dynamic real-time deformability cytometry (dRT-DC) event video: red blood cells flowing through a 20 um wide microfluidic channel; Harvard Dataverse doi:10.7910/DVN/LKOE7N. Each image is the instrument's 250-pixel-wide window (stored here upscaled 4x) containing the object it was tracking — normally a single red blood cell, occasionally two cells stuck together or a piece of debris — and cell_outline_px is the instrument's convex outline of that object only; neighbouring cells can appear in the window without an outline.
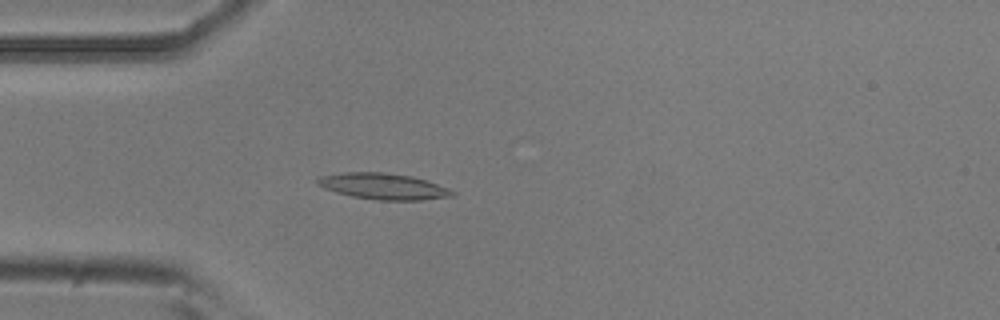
{"species": "common noctule bat (a hibernating species)", "species_latin": "Nyctalus noctula", "temperature_condition": "room temperature", "stored_images_in_passage": 49, "camera_frame_rate_fps": 3000, "um_per_image_px": 0.085, "animal": {"sex": "male", "body_mass_g": 20.5, "forearm_length_mm": 52.5}, "frame": {"image": 1, "passage_image": 10, "time_ms": 3.0, "image_size_px": [1000, 320], "cell_outline_px": [[456, 196], [420, 200], [376, 200], [352, 196], [336, 192], [324, 188], [316, 184], [316, 180], [320, 176], [344, 172], [380, 172], [412, 176], [448, 188], [456, 192]], "centroid_in_image_um": [32.57, 15.84], "position_along_channel_um": 52.4, "area_um2": 20.46}}
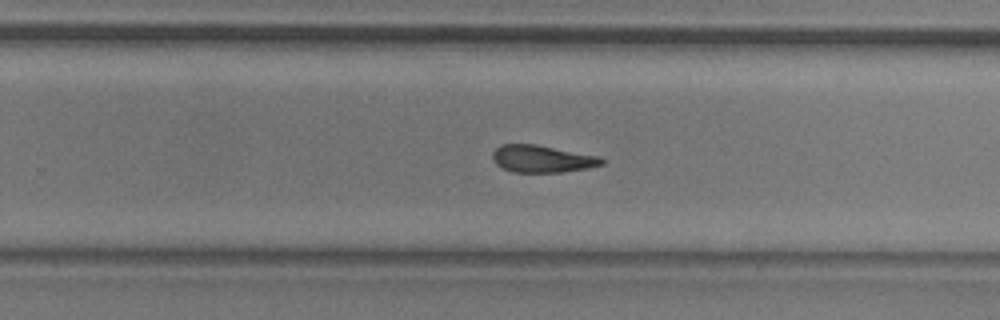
{"frame": {"image": 2, "passage_image": 29, "time_ms": 9.333, "image_size_px": [1000, 320], "cell_outline_px": [[604, 164], [588, 168], [564, 172], [512, 172], [496, 164], [492, 160], [492, 152], [500, 144], [536, 144], [600, 156], [604, 160]], "centroid_in_image_um": [46.08, 13.5], "position_along_channel_um": 283.7, "area_um2": 17.46}}
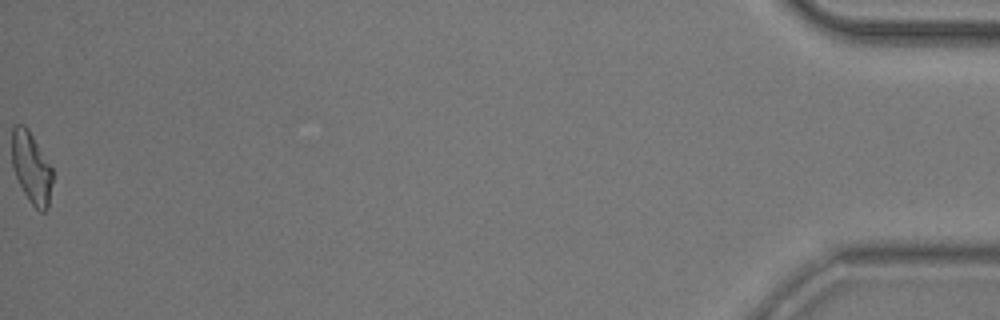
{"frame": {"image": 3, "passage_image": 49, "time_ms": 16.0, "image_size_px": [1000, 320], "cell_outline_px": [[52, 180], [48, 208], [44, 212], [40, 212], [28, 200], [12, 168], [12, 124], [24, 124], [28, 128], [52, 168]], "centroid_in_image_um": [2.65, 14.24], "position_along_channel_um": 432.5, "area_um2": 16.88}, "authors_computed_cell_mechanics": {"area_um2": 17.918, "velocity_mm_per_s": 3.7637, "shape_relaxation_time_tau1_ms": 8.5201, "shape_relaxation_time_tau2_ms": 5.7095, "deformation_change_tau1": 0.2134, "deformation_change_tau2": 0.1541}}